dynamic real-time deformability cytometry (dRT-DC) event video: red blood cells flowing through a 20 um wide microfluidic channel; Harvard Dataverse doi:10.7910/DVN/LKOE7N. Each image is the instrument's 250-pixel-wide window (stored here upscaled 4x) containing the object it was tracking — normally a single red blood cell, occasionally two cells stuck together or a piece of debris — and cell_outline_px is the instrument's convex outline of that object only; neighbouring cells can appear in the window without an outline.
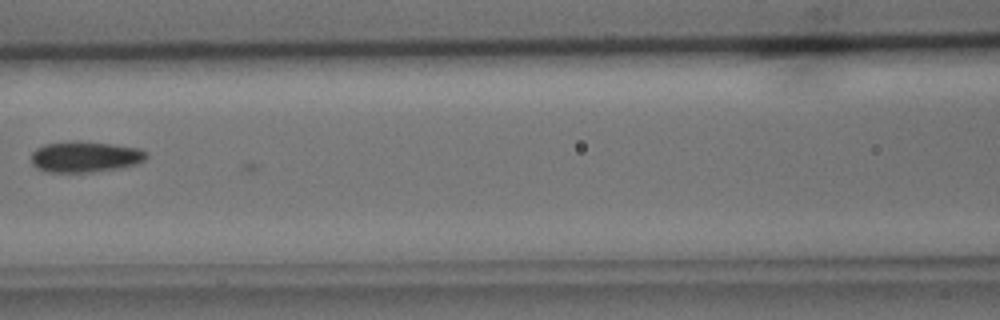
{"species": "common noctule bat (a hibernating species)", "species_latin": "Nyctalus noctula", "temperature_condition": "cold", "stored_images_in_passage": 8, "camera_frame_rate_fps": 3000, "um_per_image_px": 0.085, "animal": {"sex": "male", "body_mass_g": 15.6}, "frame": {"image": 1, "passage_image": 7, "time_ms": 2.0, "image_size_px": [1000, 320], "cell_outline_px": [[148, 156], [144, 160], [136, 164], [116, 168], [92, 172], [48, 172], [36, 168], [32, 164], [32, 152], [36, 148], [44, 144], [72, 140], [76, 140], [112, 144], [140, 148], [148, 152]], "centroid_in_image_um": [7.22, 13.31], "position_along_channel_um": 159.4, "area_um2": 20.92}}